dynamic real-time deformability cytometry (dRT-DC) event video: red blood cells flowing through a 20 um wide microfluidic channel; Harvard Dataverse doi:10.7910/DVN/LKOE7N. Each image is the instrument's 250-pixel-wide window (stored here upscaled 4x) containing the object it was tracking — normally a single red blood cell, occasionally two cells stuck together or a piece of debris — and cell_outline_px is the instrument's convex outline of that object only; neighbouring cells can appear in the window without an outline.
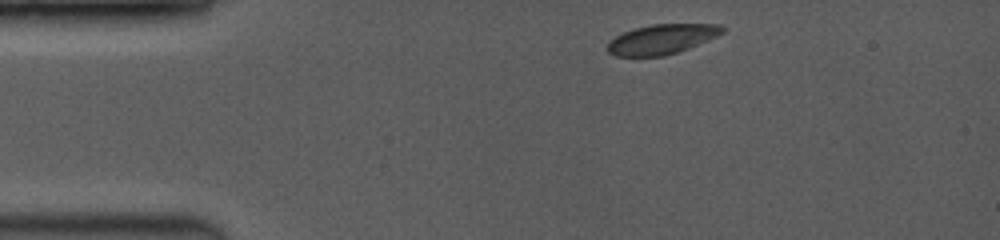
{"species": "common noctule bat (a hibernating species)", "species_latin": "Nyctalus noctula", "temperature_condition": "room temperature", "stored_images_in_passage": 21, "camera_frame_rate_fps": 3500, "um_per_image_px": 0.085, "animal": {"sex": "female", "body_mass_g": 19.0, "forearm_length_mm": 53.3}, "frame": {"image": 1, "passage_image": 1, "time_ms": 0.0, "image_size_px": [1000, 240], "cell_outline_px": [[724, 32], [708, 40], [688, 48], [664, 56], [616, 56], [608, 52], [608, 44], [616, 36], [624, 32], [636, 28], [652, 24], [720, 24], [724, 28]], "centroid_in_image_um": [56.27, 3.33], "position_along_channel_um": 28.7, "area_um2": 19.65}}
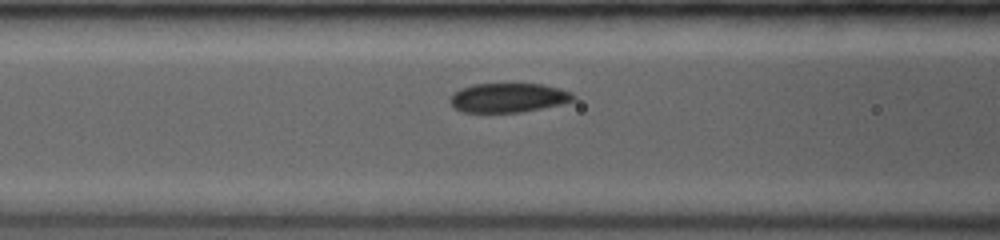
{"frame": {"image": 2, "passage_image": 10, "time_ms": 3.714, "image_size_px": [1000, 240], "cell_outline_px": [[576, 100], [560, 104], [520, 112], [464, 112], [452, 108], [448, 100], [452, 92], [460, 88], [472, 84], [544, 84], [560, 88], [572, 92], [576, 96]], "centroid_in_image_um": [43.17, 8.3], "position_along_channel_um": 123.4, "area_um2": 21.27}}
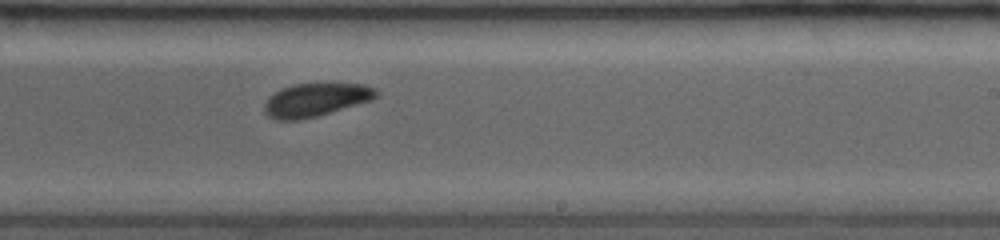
{"frame": {"image": 3, "passage_image": 21, "time_ms": 7.143, "image_size_px": [1000, 240], "cell_outline_px": [[380, 92], [372, 100], [316, 116], [300, 120], [276, 120], [268, 116], [264, 112], [264, 104], [268, 96], [280, 88], [292, 84], [364, 84], [376, 88]], "centroid_in_image_um": [26.8, 8.48], "position_along_channel_um": 262.2, "area_um2": 21.73}}